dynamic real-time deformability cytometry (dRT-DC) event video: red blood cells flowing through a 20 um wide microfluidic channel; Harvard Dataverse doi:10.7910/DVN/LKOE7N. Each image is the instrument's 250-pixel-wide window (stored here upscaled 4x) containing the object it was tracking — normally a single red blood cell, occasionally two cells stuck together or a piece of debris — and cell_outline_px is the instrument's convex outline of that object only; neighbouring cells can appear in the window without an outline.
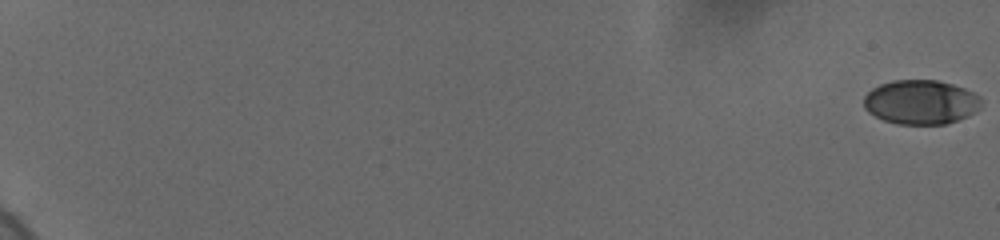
{"species": "human", "species_latin": "Homo sapiens", "temperature_condition": "cold", "stored_images_in_passage": 60, "camera_frame_rate_fps": 3000, "um_per_image_px": 0.085, "donor": {"sex": "female"}, "frame": {"image": 1, "passage_image": 1, "time_ms": 0.0, "image_size_px": [1000, 240], "cell_outline_px": [[980, 108], [968, 116], [944, 124], [896, 124], [884, 120], [868, 112], [864, 108], [864, 96], [872, 88], [880, 84], [892, 80], [936, 80], [952, 84], [964, 88], [980, 96]], "centroid_in_image_um": [78.25, 8.67], "position_along_channel_um": 6.8, "area_um2": 30.29}}
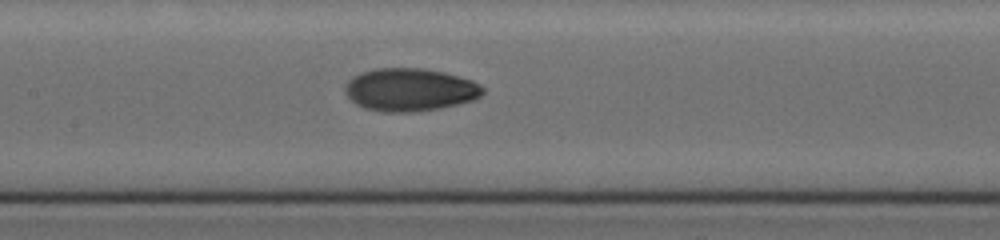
{"frame": {"image": 2, "passage_image": 34, "time_ms": 11.0, "image_size_px": [1000, 240], "cell_outline_px": [[484, 92], [480, 96], [472, 100], [440, 108], [412, 112], [384, 112], [364, 108], [356, 104], [344, 92], [344, 84], [352, 76], [360, 72], [376, 68], [424, 68], [444, 72], [472, 80], [480, 84], [484, 88]], "centroid_in_image_um": [34.81, 7.61], "position_along_channel_um": 172.6, "area_um2": 34.56}}
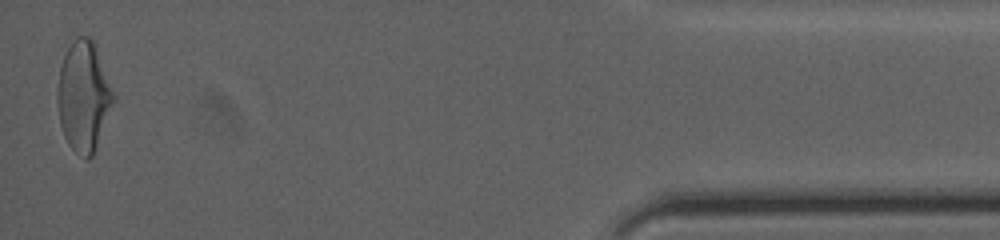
{"frame": {"image": 3, "passage_image": 60, "time_ms": 19.667, "image_size_px": [1000, 240], "cell_outline_px": [[116, 100], [92, 156], [88, 160], [84, 160], [68, 144], [64, 136], [60, 124], [56, 100], [56, 92], [60, 68], [64, 56], [68, 48], [76, 36], [92, 36], [96, 44], [116, 96]], "centroid_in_image_um": [7.13, 8.17], "position_along_channel_um": 428.1, "area_um2": 36.53}, "authors_computed_cell_mechanics": {"area_um2": 32.4547, "velocity_mm_per_s": 3.6903, "shape_relaxation_time_tau1_ms": 4.5125, "shape_relaxation_time_tau2_ms": 1.6215, "deformation_change_tau1": 0.1629, "deformation_change_tau2": 0.0575}}